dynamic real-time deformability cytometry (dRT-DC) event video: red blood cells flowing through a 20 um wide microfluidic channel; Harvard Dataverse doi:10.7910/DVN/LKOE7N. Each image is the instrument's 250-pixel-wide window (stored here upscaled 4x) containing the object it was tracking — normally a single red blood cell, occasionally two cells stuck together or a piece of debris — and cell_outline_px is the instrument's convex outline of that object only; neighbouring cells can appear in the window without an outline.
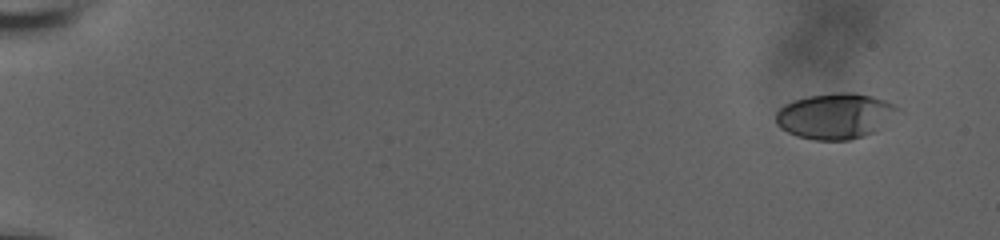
{"species": "human", "species_latin": "Homo sapiens", "temperature_condition": "room temperature", "stored_images_in_passage": 56, "camera_frame_rate_fps": 3000, "um_per_image_px": 0.085, "donor": {"sex": "male"}, "frame": {"image": 1, "passage_image": 1, "time_ms": 0.0, "image_size_px": [1000, 240], "cell_outline_px": [[904, 112], [876, 132], [864, 136], [848, 140], [816, 140], [796, 136], [780, 128], [776, 124], [776, 112], [784, 104], [808, 96], [840, 92], [852, 92], [872, 96], [884, 100], [900, 108]], "centroid_in_image_um": [71.06, 9.87], "position_along_channel_um": 13.9, "area_um2": 32.89}}
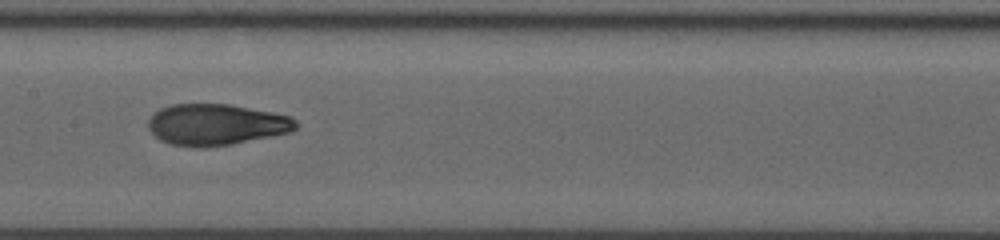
{"frame": {"image": 2, "passage_image": 30, "time_ms": 9.667, "image_size_px": [1000, 240], "cell_outline_px": [[300, 124], [292, 132], [232, 144], [204, 148], [196, 148], [168, 144], [160, 140], [148, 128], [148, 120], [152, 112], [160, 108], [172, 104], [228, 104], [272, 112], [292, 116]], "centroid_in_image_um": [18.37, 10.6], "position_along_channel_um": 189.0, "area_um2": 35.95}}
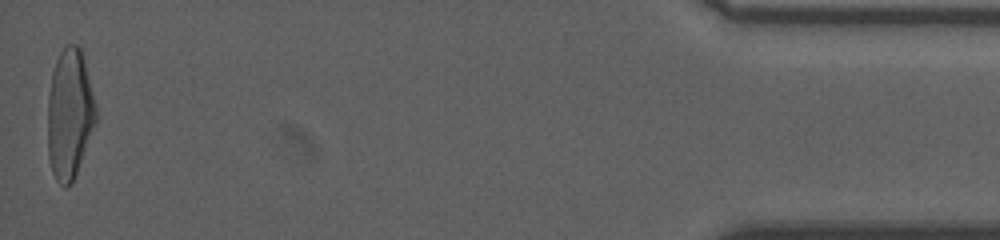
{"frame": {"image": 3, "passage_image": 56, "time_ms": 18.333, "image_size_px": [1000, 240], "cell_outline_px": [[96, 124], [76, 172], [72, 180], [64, 188], [56, 180], [52, 172], [48, 156], [48, 96], [52, 72], [56, 60], [60, 52], [68, 44], [80, 44], [96, 104]], "centroid_in_image_um": [5.91, 9.65], "position_along_channel_um": 429.3, "area_um2": 36.47}, "authors_computed_cell_mechanics": {"area_um2": 35.1424, "velocity_mm_per_s": 3.7131, "shape_relaxation_time_tau1_ms": 4.7985, "shape_relaxation_time_tau2_ms": 1.1378, "deformation_change_tau1": 0.2247, "deformation_change_tau2": 0.0726}}